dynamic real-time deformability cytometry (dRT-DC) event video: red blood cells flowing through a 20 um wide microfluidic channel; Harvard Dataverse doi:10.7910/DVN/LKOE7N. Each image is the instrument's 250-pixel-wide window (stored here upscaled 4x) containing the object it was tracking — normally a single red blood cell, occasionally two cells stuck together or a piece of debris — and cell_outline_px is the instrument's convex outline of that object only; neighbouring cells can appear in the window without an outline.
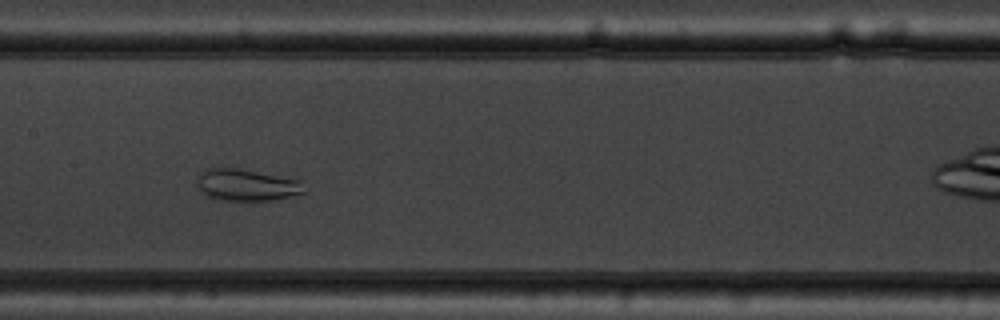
{"species": "common noctule bat (a hibernating species)", "species_latin": "Nyctalus noctula", "temperature_condition": "warm", "stored_images_in_passage": 51, "camera_frame_rate_fps": 3000, "um_per_image_px": 0.085, "animal": {"sex": "male", "body_mass_g": 19.5, "forearm_length_mm": 54.6}, "frame": {"image": 1, "passage_image": 23, "time_ms": 7.333, "image_size_px": [1000, 320], "cell_outline_px": [[304, 192], [272, 200], [216, 200], [200, 192], [196, 180], [200, 172], [204, 168], [240, 168], [304, 180]], "centroid_in_image_um": [20.94, 15.7], "position_along_channel_um": 186.5, "area_um2": 20.11}}
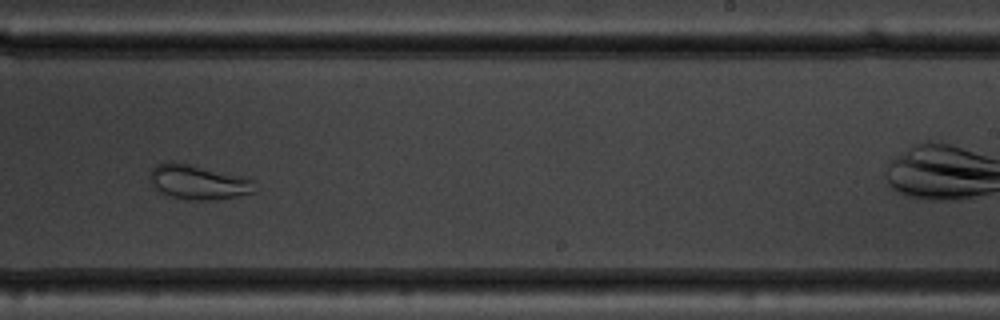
{"frame": {"image": 2, "passage_image": 30, "time_ms": 9.667, "image_size_px": [1000, 320], "cell_outline_px": [[252, 192], [236, 196], [212, 200], [188, 200], [172, 196], [160, 192], [152, 188], [148, 176], [152, 168], [156, 164], [168, 160], [248, 176], [252, 180]], "centroid_in_image_um": [16.77, 15.46], "position_along_channel_um": 272.2, "area_um2": 21.33}}
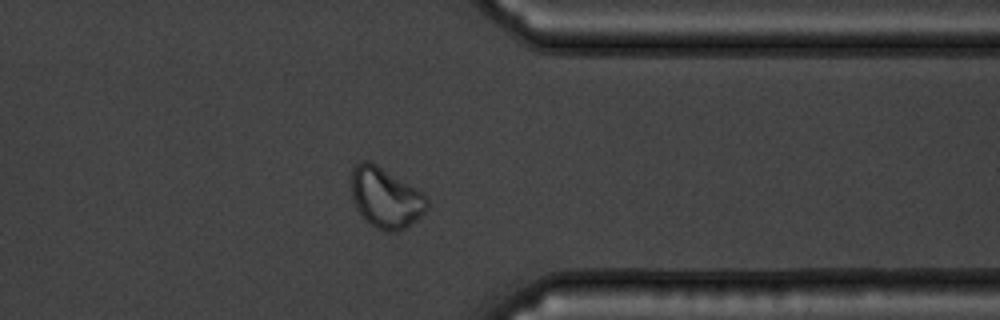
{"frame": {"image": 3, "passage_image": 39, "time_ms": 12.667, "image_size_px": [1000, 320], "cell_outline_px": [[428, 208], [420, 216], [404, 228], [396, 232], [388, 232], [376, 228], [364, 220], [356, 208], [352, 200], [352, 168], [360, 160], [368, 160], [376, 164], [416, 188], [428, 200]], "centroid_in_image_um": [32.74, 16.81], "position_along_channel_um": 378.7, "area_um2": 26.47}}